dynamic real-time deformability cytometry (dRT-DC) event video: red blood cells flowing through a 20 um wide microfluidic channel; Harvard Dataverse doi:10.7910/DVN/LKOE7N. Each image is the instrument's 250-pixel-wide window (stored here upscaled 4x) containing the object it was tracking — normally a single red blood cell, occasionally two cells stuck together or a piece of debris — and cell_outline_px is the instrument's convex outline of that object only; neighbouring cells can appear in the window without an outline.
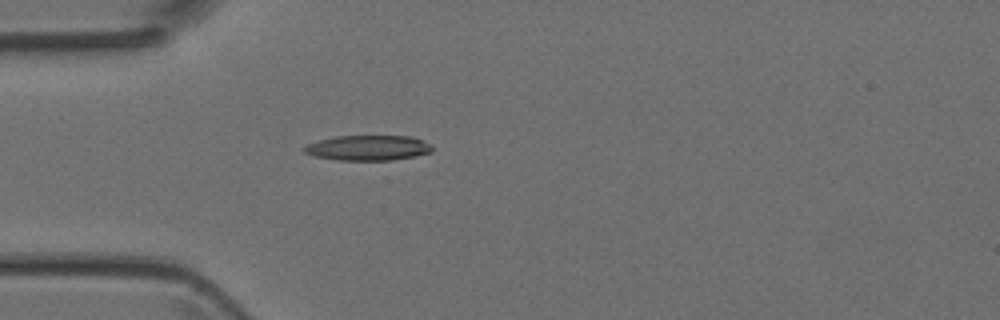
{"species": "Egyptian fruit bat (a non-hibernating species)", "species_latin": "Rousettus aegyptiacus", "temperature_condition": "room temperature", "stored_images_in_passage": 5, "camera_frame_rate_fps": 3000, "um_per_image_px": 0.085, "animal": {"sex": "female"}, "frame": {"image": 1, "passage_image": 5, "time_ms": 1.333, "image_size_px": [1000, 320], "cell_outline_px": [[432, 152], [392, 160], [336, 160], [316, 156], [304, 152], [300, 148], [308, 144], [320, 140], [336, 136], [412, 136], [432, 144]], "centroid_in_image_um": [31.28, 12.56], "position_along_channel_um": 53.7, "area_um2": 18.73}}